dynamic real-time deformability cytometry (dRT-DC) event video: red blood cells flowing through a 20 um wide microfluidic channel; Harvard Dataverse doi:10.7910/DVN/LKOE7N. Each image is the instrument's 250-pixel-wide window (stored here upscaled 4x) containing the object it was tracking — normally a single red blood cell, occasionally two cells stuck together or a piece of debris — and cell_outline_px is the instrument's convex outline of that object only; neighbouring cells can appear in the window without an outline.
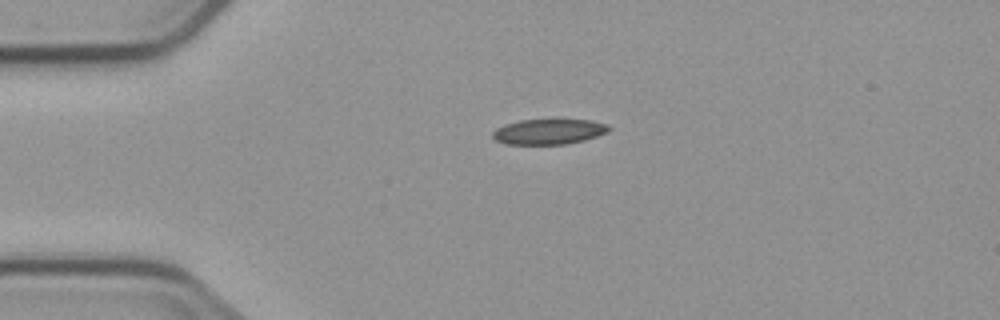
{"species": "common noctule bat (a hibernating species)", "species_latin": "Nyctalus noctula", "temperature_condition": "cold", "stored_images_in_passage": 2, "camera_frame_rate_fps": 3000, "um_per_image_px": 0.085, "animal": {"sex": "male", "body_mass_g": 23.1, "forearm_length_mm": 52.7}, "frame": {"image": 1, "passage_image": 1, "time_ms": 0.0, "image_size_px": [1000, 320], "cell_outline_px": [[612, 128], [608, 132], [584, 140], [564, 144], [504, 144], [496, 140], [492, 136], [492, 132], [496, 128], [504, 124], [520, 120], [588, 120], [608, 124]], "centroid_in_image_um": [46.63, 11.19], "position_along_channel_um": 38.4, "area_um2": 17.11}}